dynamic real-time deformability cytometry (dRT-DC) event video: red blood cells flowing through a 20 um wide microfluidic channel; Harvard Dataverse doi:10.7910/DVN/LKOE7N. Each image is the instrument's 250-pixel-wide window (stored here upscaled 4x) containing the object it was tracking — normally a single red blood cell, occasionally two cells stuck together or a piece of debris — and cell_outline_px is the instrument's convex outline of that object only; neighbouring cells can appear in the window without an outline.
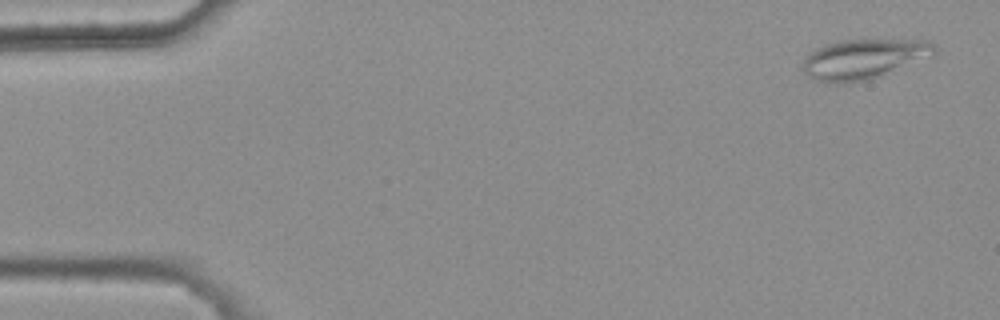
{"species": "common noctule bat (a hibernating species)", "species_latin": "Nyctalus noctula", "temperature_condition": "warm", "stored_images_in_passage": 9, "camera_frame_rate_fps": 3000, "um_per_image_px": 0.085, "animal": {"sex": "female", "body_mass_g": 25.1}, "frame": {"image": 1, "passage_image": 1, "time_ms": 0.0, "image_size_px": [1000, 320], "cell_outline_px": [[936, 56], [872, 80], [844, 84], [828, 84], [816, 80], [808, 76], [804, 72], [804, 60], [816, 48], [840, 40], [932, 40], [936, 48]], "centroid_in_image_um": [73.51, 5.05], "position_along_channel_um": 11.5, "area_um2": 31.33}}
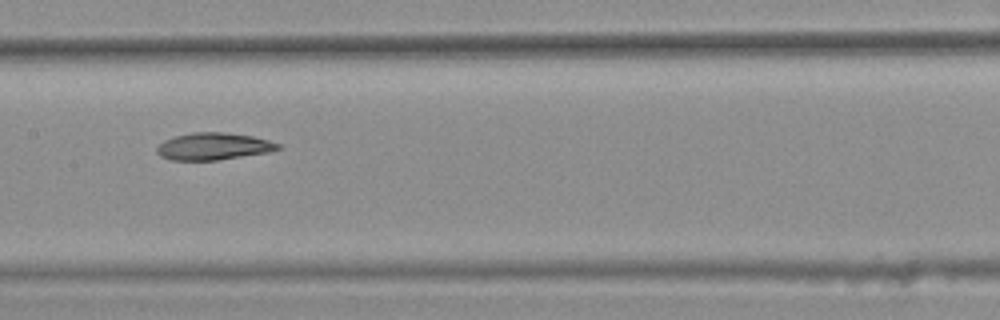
{"frame": {"image": 2, "passage_image": 8, "time_ms": 2.333, "image_size_px": [1000, 320], "cell_outline_px": [[284, 148], [268, 152], [216, 160], [172, 160], [160, 156], [156, 152], [156, 148], [164, 140], [176, 136], [192, 132], [224, 132], [252, 136], [268, 140], [280, 144]], "centroid_in_image_um": [18.15, 12.44], "position_along_channel_um": 189.3, "area_um2": 19.07}}
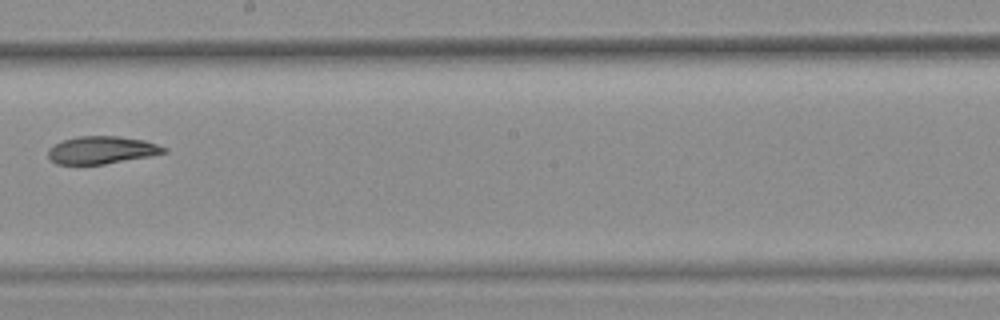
{"frame": {"image": 3, "passage_image": 9, "time_ms": 2.667, "image_size_px": [1000, 320], "cell_outline_px": [[168, 152], [152, 156], [104, 164], [56, 164], [48, 156], [48, 148], [64, 140], [76, 136], [116, 136], [144, 140], [168, 148]], "centroid_in_image_um": [8.68, 12.75], "position_along_channel_um": 239.5, "area_um2": 18.61}}